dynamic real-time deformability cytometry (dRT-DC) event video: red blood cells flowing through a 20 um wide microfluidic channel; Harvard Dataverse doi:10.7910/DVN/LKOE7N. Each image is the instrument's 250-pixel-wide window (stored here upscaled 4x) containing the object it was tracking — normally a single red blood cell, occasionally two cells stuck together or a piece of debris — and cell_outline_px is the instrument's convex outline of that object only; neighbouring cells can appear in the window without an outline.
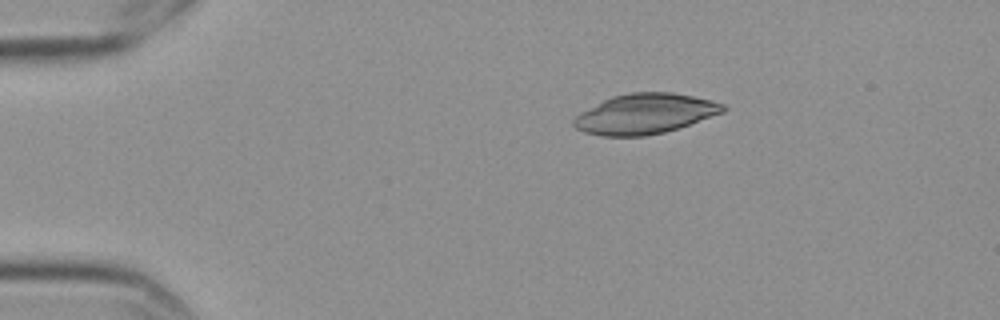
{"species": "Egyptian fruit bat (a non-hibernating species)", "species_latin": "Rousettus aegyptiacus", "temperature_condition": "cold", "stored_images_in_passage": 9, "camera_frame_rate_fps": 3000, "um_per_image_px": 0.085, "frame": {"image": 1, "passage_image": 1, "time_ms": 0.0, "image_size_px": [1000, 320], "cell_outline_px": [[728, 108], [724, 112], [664, 132], [644, 136], [600, 136], [584, 132], [576, 128], [572, 124], [572, 120], [580, 112], [612, 96], [628, 92], [672, 92], [712, 100], [724, 104]], "centroid_in_image_um": [54.8, 9.67], "position_along_channel_um": 30.2, "area_um2": 34.8}}